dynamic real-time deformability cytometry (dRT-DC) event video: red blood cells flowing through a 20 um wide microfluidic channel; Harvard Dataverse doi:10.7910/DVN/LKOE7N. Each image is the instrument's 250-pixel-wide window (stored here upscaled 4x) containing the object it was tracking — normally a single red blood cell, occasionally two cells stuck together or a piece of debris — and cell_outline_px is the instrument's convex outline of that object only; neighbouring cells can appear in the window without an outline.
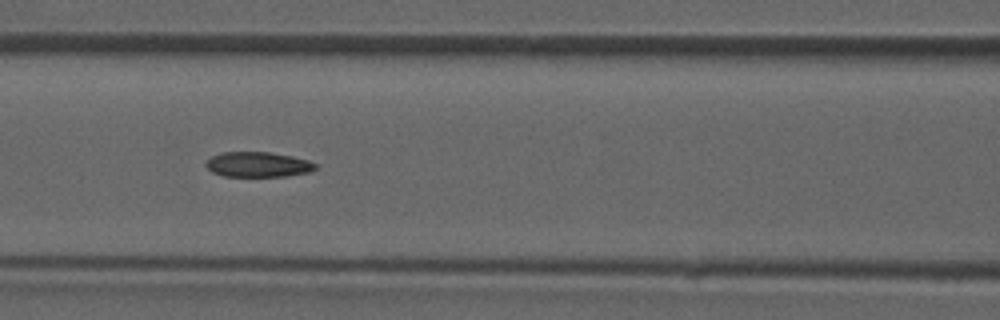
{"species": "common noctule bat (a hibernating species)", "species_latin": "Nyctalus noctula", "temperature_condition": "room temperature", "stored_images_in_passage": 48, "camera_frame_rate_fps": 3000, "um_per_image_px": 0.085, "animal": {"sex": "male", "forearm_length_mm": 52.5}, "frame": {"image": 1, "passage_image": 21, "time_ms": 6.667, "image_size_px": [1000, 320], "cell_outline_px": [[316, 168], [308, 172], [284, 176], [224, 176], [212, 172], [204, 164], [212, 156], [224, 152], [268, 152], [292, 156], [308, 160], [316, 164]], "centroid_in_image_um": [21.91, 13.98], "position_along_channel_um": 144.7, "area_um2": 15.84}}